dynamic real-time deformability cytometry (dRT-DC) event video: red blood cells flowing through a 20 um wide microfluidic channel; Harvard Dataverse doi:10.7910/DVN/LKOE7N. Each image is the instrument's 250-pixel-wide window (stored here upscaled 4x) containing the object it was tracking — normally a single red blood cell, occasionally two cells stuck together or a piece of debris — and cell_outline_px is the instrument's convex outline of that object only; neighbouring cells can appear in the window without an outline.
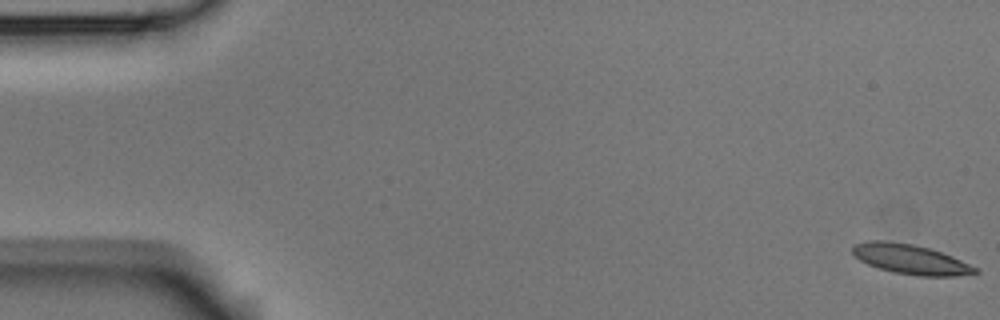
{"species": "Egyptian fruit bat (a non-hibernating species)", "species_latin": "Rousettus aegyptiacus", "temperature_condition": "room temperature", "stored_images_in_passage": 4, "camera_frame_rate_fps": 3000, "um_per_image_px": 0.085, "animal": {"sex": "male"}, "frame": {"image": 1, "passage_image": 1, "time_ms": 0.0, "image_size_px": [1000, 320], "cell_outline_px": [[980, 272], [956, 276], [916, 276], [892, 272], [868, 264], [860, 260], [852, 252], [852, 248], [856, 244], [868, 240], [888, 240], [912, 244], [928, 248], [952, 256], [980, 268]], "centroid_in_image_um": [77.43, 22.04], "position_along_channel_um": 7.6, "area_um2": 21.33}}
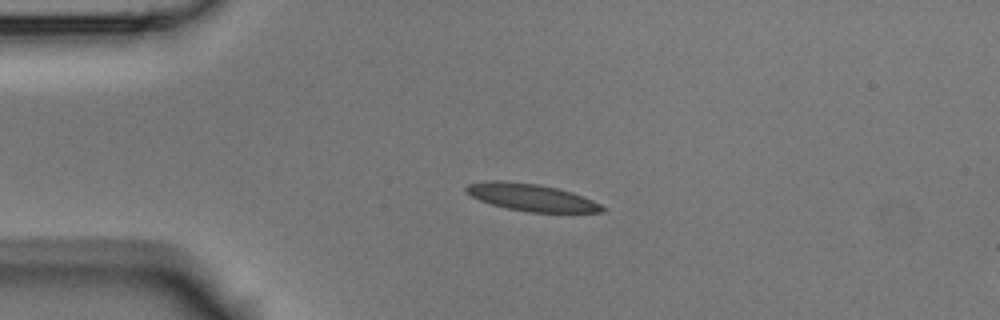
{"frame": {"image": 2, "passage_image": 4, "time_ms": 1.0, "image_size_px": [1000, 320], "cell_outline_px": [[608, 208], [604, 212], [528, 212], [508, 208], [492, 204], [480, 200], [464, 192], [464, 188], [468, 184], [488, 180], [504, 180], [536, 184], [556, 188], [572, 192], [584, 196]], "centroid_in_image_um": [45.16, 16.77], "position_along_channel_um": 39.8, "area_um2": 21.56}}